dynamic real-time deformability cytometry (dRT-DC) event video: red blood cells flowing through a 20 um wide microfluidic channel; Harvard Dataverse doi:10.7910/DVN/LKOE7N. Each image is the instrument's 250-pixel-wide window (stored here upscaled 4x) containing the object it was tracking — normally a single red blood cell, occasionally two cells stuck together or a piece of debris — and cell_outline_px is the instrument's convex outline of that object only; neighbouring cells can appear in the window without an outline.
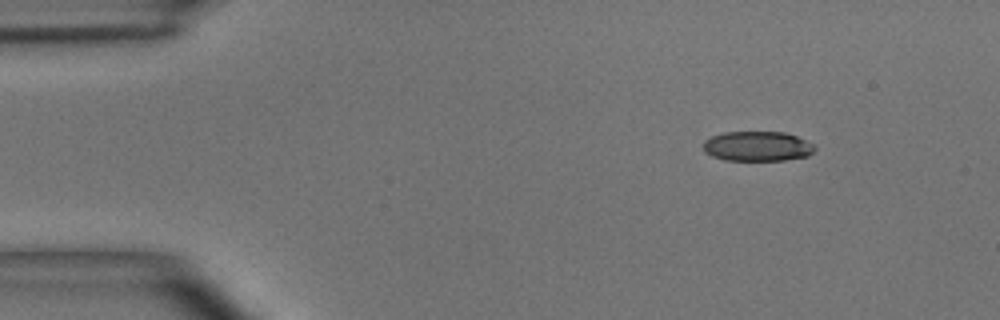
{"species": "common noctule bat (a hibernating species)", "species_latin": "Nyctalus noctula", "temperature_condition": "room temperature", "stored_images_in_passage": 41, "camera_frame_rate_fps": 3000, "um_per_image_px": 0.085, "animal": {"sex": "male", "body_mass_g": 15.6}, "frame": {"image": 1, "passage_image": 1, "time_ms": 0.0, "image_size_px": [1000, 320], "cell_outline_px": [[816, 148], [808, 156], [784, 160], [724, 160], [712, 156], [704, 152], [704, 140], [712, 136], [724, 132], [784, 132], [796, 136], [812, 144]], "centroid_in_image_um": [64.35, 12.43], "position_along_channel_um": 20.6, "area_um2": 19.31}}
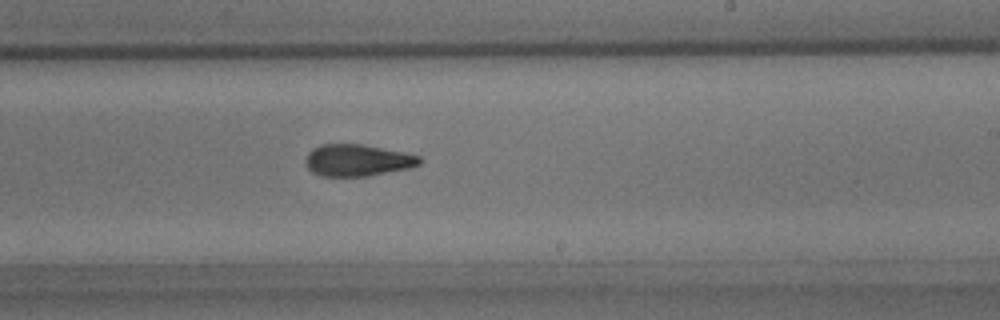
{"frame": {"image": 2, "passage_image": 25, "time_ms": 8.0, "image_size_px": [1000, 320], "cell_outline_px": [[424, 160], [420, 164], [412, 168], [368, 176], [320, 176], [312, 172], [304, 164], [304, 160], [308, 152], [312, 148], [320, 144], [364, 144], [404, 152], [420, 156]], "centroid_in_image_um": [30.39, 13.62], "position_along_channel_um": 258.6, "area_um2": 21.56}}
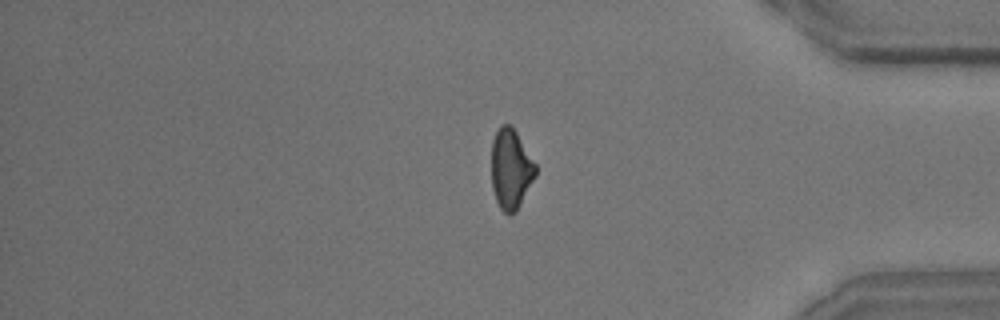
{"frame": {"image": 3, "passage_image": 37, "time_ms": 12.0, "image_size_px": [1000, 320], "cell_outline_px": [[536, 176], [516, 212], [512, 216], [508, 216], [500, 208], [496, 200], [492, 188], [492, 140], [500, 124], [508, 124], [516, 132], [536, 164]], "centroid_in_image_um": [43.42, 14.4], "position_along_channel_um": 391.8, "area_um2": 20.63}}